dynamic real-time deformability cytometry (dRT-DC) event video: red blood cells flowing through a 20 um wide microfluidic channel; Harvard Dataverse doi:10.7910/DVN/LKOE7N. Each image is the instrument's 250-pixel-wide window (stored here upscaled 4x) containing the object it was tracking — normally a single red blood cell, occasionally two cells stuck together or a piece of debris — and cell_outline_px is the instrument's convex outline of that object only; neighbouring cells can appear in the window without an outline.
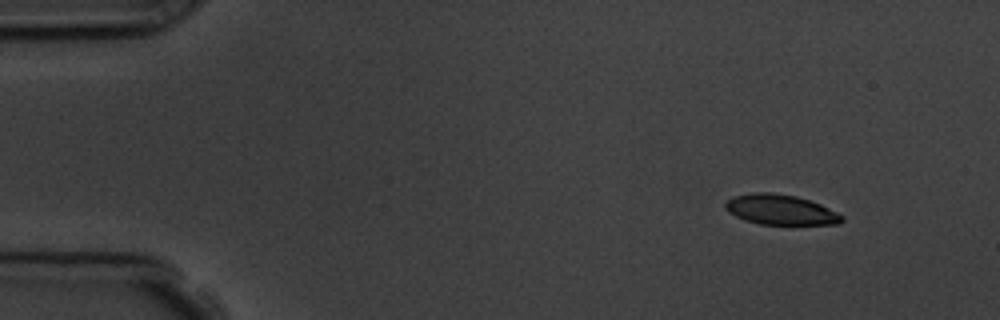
{"species": "common noctule bat (a hibernating species)", "species_latin": "Nyctalus noctula", "temperature_condition": "room temperature", "stored_images_in_passage": 4, "camera_frame_rate_fps": 3000, "um_per_image_px": 0.085, "animal": {"sex": "male", "body_mass_g": 19.5, "forearm_length_mm": 54.6}, "frame": {"image": 1, "passage_image": 1, "time_ms": 0.0, "image_size_px": [1000, 320], "cell_outline_px": [[844, 220], [840, 224], [760, 224], [744, 220], [728, 212], [724, 208], [724, 204], [732, 196], [752, 192], [768, 192], [796, 196], [820, 204], [844, 216]], "centroid_in_image_um": [66.32, 17.82], "position_along_channel_um": 18.7, "area_um2": 20.46}}
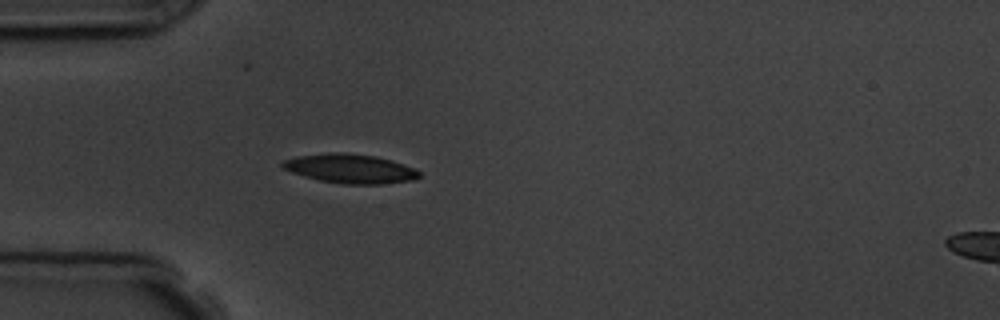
{"frame": {"image": 2, "passage_image": 4, "time_ms": 3.333, "image_size_px": [1000, 320], "cell_outline_px": [[420, 176], [412, 180], [380, 184], [344, 184], [320, 180], [304, 176], [292, 172], [284, 168], [280, 164], [284, 160], [296, 156], [328, 152], [344, 152], [372, 156], [388, 160], [412, 168], [420, 172]], "centroid_in_image_um": [29.71, 14.33], "position_along_channel_um": 55.3, "area_um2": 22.83}}